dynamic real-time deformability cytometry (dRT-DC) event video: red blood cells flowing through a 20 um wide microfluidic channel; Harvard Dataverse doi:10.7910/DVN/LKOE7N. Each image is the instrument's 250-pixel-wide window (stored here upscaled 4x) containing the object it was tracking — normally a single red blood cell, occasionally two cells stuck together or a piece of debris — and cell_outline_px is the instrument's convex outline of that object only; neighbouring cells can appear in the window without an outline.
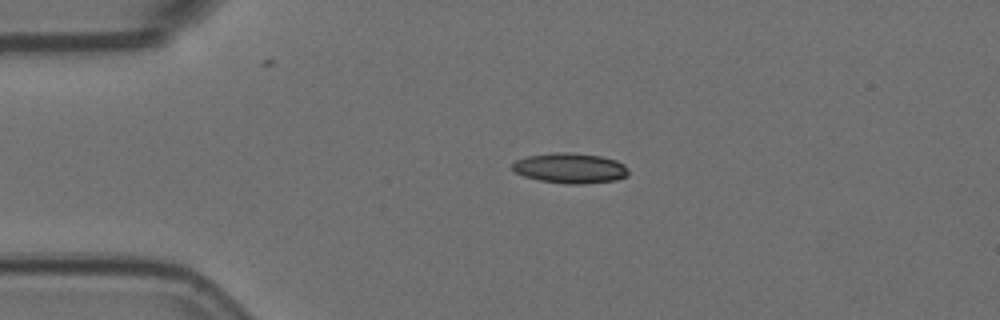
{"species": "Egyptian fruit bat (a non-hibernating species)", "species_latin": "Rousettus aegyptiacus", "temperature_condition": "room temperature", "stored_images_in_passage": 3, "camera_frame_rate_fps": 3000, "um_per_image_px": 0.085, "animal": {"sex": "female"}, "frame": {"image": 1, "passage_image": 2, "time_ms": 0.333, "image_size_px": [1000, 320], "cell_outline_px": [[628, 176], [616, 180], [580, 184], [568, 184], [540, 180], [524, 176], [516, 172], [512, 168], [512, 164], [516, 160], [528, 156], [552, 152], [568, 152], [600, 156], [616, 160], [624, 164], [628, 168]], "centroid_in_image_um": [48.48, 14.29], "position_along_channel_um": 36.5, "area_um2": 20.4}}